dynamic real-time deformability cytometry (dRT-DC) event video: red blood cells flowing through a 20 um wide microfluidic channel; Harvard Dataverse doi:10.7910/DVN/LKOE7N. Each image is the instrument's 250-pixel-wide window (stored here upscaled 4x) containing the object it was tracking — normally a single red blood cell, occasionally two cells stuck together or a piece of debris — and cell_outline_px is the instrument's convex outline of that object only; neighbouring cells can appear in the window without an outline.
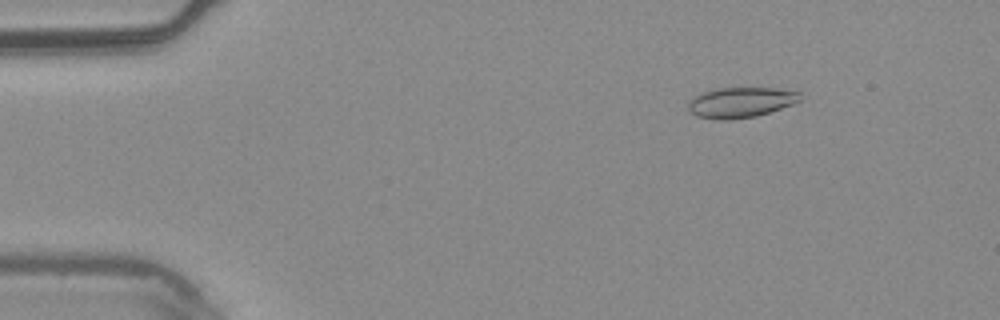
{"species": "common noctule bat (a hibernating species)", "species_latin": "Nyctalus noctula", "temperature_condition": "warm", "stored_images_in_passage": 4, "camera_frame_rate_fps": 3000, "um_per_image_px": 0.085, "animal": {"sex": "male", "body_mass_g": 20.4}, "frame": {"image": 1, "passage_image": 1, "time_ms": 0.0, "image_size_px": [1000, 320], "cell_outline_px": [[800, 100], [792, 104], [756, 116], [728, 120], [720, 120], [696, 116], [688, 108], [688, 100], [712, 88], [776, 88], [800, 92]], "centroid_in_image_um": [62.93, 8.7], "position_along_channel_um": 22.1, "area_um2": 19.65}}